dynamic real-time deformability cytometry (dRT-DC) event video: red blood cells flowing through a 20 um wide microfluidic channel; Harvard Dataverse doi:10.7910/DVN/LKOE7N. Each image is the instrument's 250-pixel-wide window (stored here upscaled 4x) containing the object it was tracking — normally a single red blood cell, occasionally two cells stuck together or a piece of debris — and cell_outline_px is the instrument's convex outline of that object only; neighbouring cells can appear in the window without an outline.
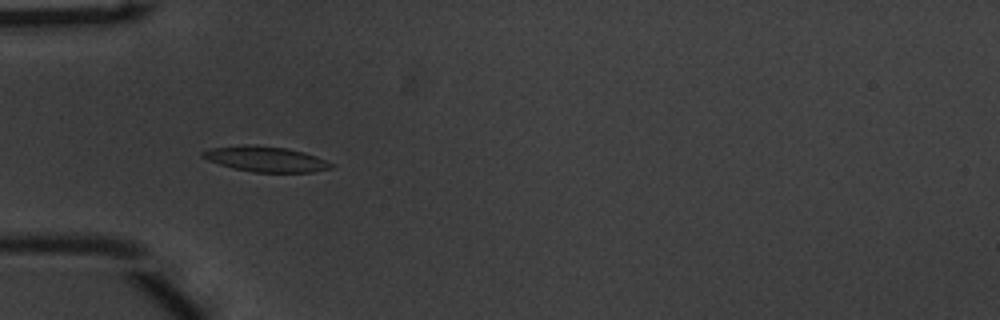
{"species": "common noctule bat (a hibernating species)", "species_latin": "Nyctalus noctula", "temperature_condition": "warm", "stored_images_in_passage": 36, "camera_frame_rate_fps": 3000, "um_per_image_px": 0.085, "animal": {"sex": "male", "body_mass_g": 20.1, "forearm_length_mm": 53.5}, "frame": {"image": 1, "passage_image": 8, "time_ms": 2.333, "image_size_px": [1000, 320], "cell_outline_px": [[336, 164], [332, 168], [312, 172], [252, 172], [232, 168], [208, 160], [200, 156], [200, 152], [208, 148], [244, 144], [248, 144], [284, 148], [304, 152], [316, 156]], "centroid_in_image_um": [22.56, 13.52], "position_along_channel_um": 62.4, "area_um2": 19.13}}
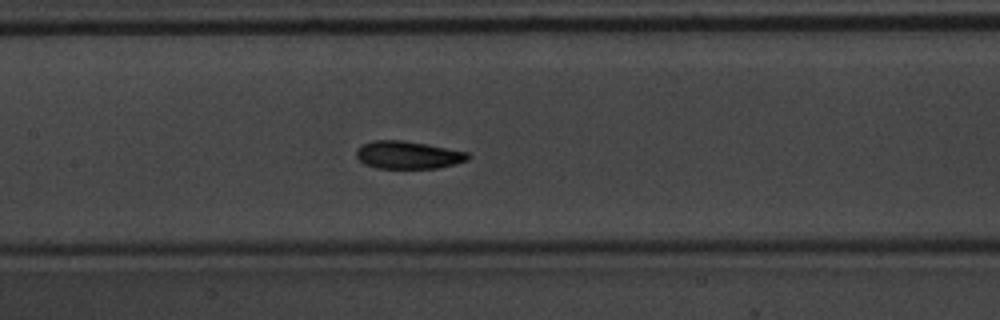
{"frame": {"image": 2, "passage_image": 17, "time_ms": 5.333, "image_size_px": [1000, 320], "cell_outline_px": [[472, 156], [468, 160], [456, 164], [436, 168], [376, 168], [364, 164], [356, 156], [356, 152], [364, 144], [372, 140], [404, 140], [468, 152]], "centroid_in_image_um": [34.71, 13.17], "position_along_channel_um": 172.7, "area_um2": 17.98}}
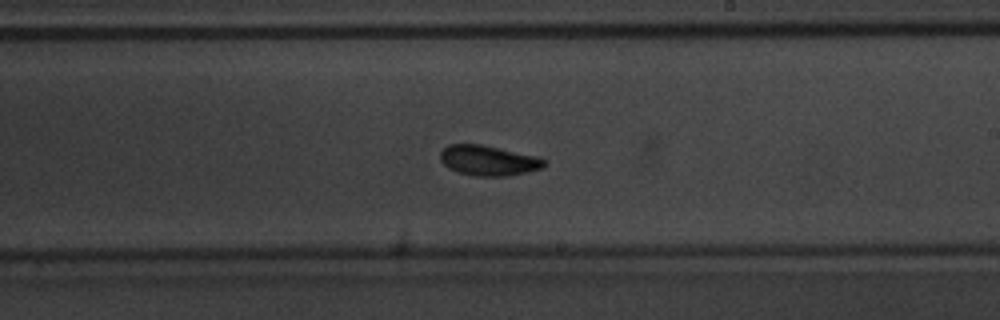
{"frame": {"image": 3, "passage_image": 23, "time_ms": 7.333, "image_size_px": [1000, 320], "cell_outline_px": [[548, 164], [544, 168], [528, 172], [504, 176], [476, 176], [460, 172], [448, 168], [440, 160], [440, 152], [448, 144], [480, 144], [540, 156], [548, 160]], "centroid_in_image_um": [41.59, 13.63], "position_along_channel_um": 247.4, "area_um2": 18.55}, "authors_computed_cell_mechanics": {"area_um2": 18.0047, "velocity_mm_per_s": 3.7515, "shape_relaxation_time_tau1_ms": 1.8837, "shape_relaxation_time_tau2_ms": 3.2924, "deformation_change_tau1": 0.12, "deformation_change_tau2": 0.0746}}